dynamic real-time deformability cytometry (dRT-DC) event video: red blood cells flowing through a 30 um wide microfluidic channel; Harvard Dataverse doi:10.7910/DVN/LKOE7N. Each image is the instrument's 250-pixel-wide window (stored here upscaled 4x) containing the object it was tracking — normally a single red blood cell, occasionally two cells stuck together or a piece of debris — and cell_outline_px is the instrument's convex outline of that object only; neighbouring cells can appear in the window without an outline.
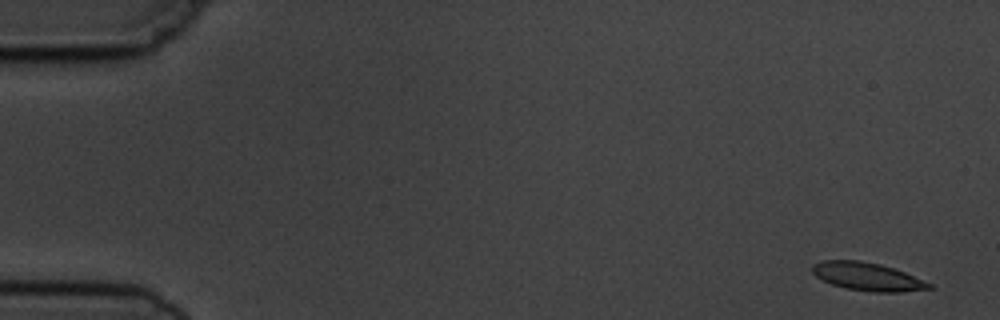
{"species": "common noctule bat (a hibernating species)", "species_latin": "Nyctalus noctula", "temperature_condition": "cold", "stored_images_in_passage": 5, "camera_frame_rate_fps": 3000, "um_per_image_px": 0.085, "animal": {"sex": "male", "body_mass_g": 19.5, "forearm_length_mm": 54.6}, "frame": {"image": 1, "passage_image": 1, "time_ms": 0.0, "image_size_px": [1000, 320], "cell_outline_px": [[936, 288], [900, 292], [872, 292], [848, 288], [832, 284], [816, 276], [812, 272], [812, 264], [824, 260], [860, 260], [880, 264], [904, 272], [932, 284]], "centroid_in_image_um": [73.74, 23.51], "position_along_channel_um": 11.3, "area_um2": 18.96}}
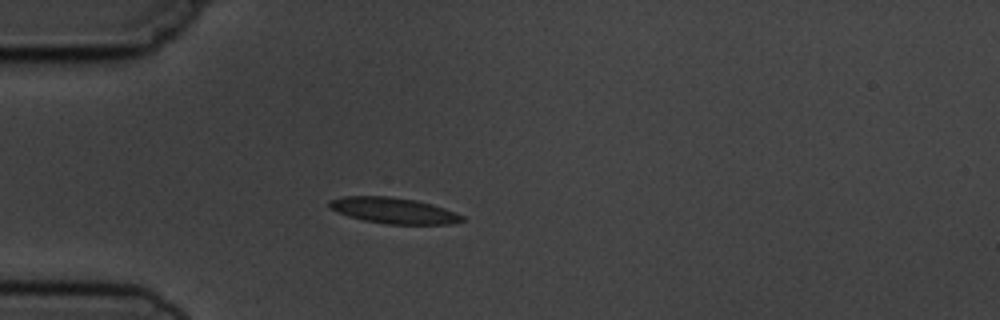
{"frame": {"image": 2, "passage_image": 5, "time_ms": 4.333, "image_size_px": [1000, 320], "cell_outline_px": [[464, 220], [452, 224], [384, 224], [364, 220], [348, 216], [336, 212], [328, 204], [328, 200], [344, 196], [388, 196], [416, 200], [444, 208], [456, 212], [464, 216]], "centroid_in_image_um": [33.45, 17.9], "position_along_channel_um": 51.6, "area_um2": 20.06}}